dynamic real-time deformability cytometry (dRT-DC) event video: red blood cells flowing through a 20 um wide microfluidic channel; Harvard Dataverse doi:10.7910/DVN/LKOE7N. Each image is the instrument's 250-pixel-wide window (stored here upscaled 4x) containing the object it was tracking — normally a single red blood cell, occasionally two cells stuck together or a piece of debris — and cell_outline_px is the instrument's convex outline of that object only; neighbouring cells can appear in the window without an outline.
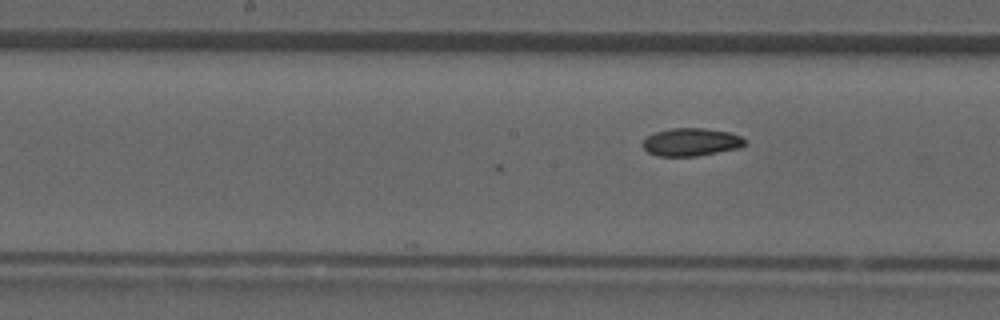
{"species": "common noctule bat (a hibernating species)", "species_latin": "Nyctalus noctula", "temperature_condition": "room temperature", "stored_images_in_passage": 18, "camera_frame_rate_fps": 3000, "um_per_image_px": 0.085, "animal": {"sex": "male", "forearm_length_mm": 52.5}, "frame": {"image": 1, "passage_image": 12, "time_ms": 3.667, "image_size_px": [1000, 320], "cell_outline_px": [[748, 144], [740, 148], [696, 156], [656, 156], [648, 152], [640, 144], [648, 136], [656, 132], [672, 128], [704, 128], [728, 132], [740, 136], [748, 140]], "centroid_in_image_um": [58.77, 12.08], "position_along_channel_um": 189.4, "area_um2": 16.7}}